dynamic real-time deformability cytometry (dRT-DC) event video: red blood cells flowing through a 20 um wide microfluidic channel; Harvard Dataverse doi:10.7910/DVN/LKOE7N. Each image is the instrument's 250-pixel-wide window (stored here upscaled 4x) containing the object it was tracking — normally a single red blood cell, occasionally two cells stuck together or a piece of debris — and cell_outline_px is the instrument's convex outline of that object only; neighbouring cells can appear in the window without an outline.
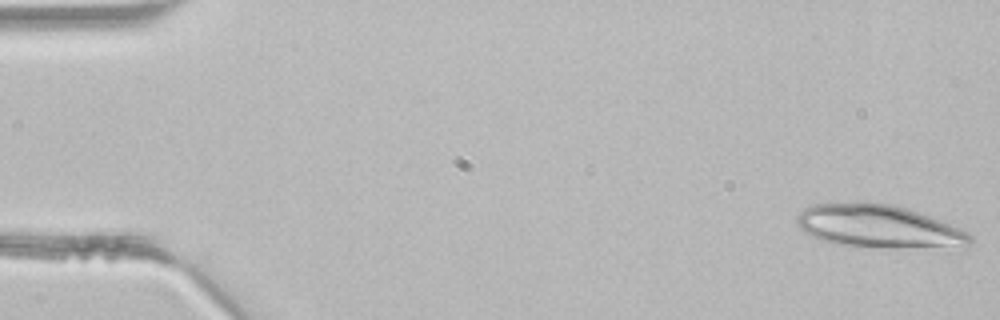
{"species": "common noctule bat (a hibernating species)", "species_latin": "Nyctalus noctula", "temperature_condition": "room temperature", "stored_images_in_passage": 5, "camera_frame_rate_fps": 3000, "um_per_image_px": 0.085, "animal": {"sex": "male", "body_mass_g": 21.5, "forearm_length_mm": 52.0}, "frame": {"image": 1, "passage_image": 1, "time_ms": 0.0, "image_size_px": [1000, 320], "cell_outline_px": [[972, 240], [968, 244], [880, 248], [836, 244], [820, 240], [804, 232], [800, 228], [796, 220], [796, 216], [804, 208], [812, 204], [856, 200], [868, 200], [896, 204], [928, 216], [968, 232], [972, 236]], "centroid_in_image_um": [74.52, 19.18], "position_along_channel_um": 10.5, "area_um2": 43.35}}